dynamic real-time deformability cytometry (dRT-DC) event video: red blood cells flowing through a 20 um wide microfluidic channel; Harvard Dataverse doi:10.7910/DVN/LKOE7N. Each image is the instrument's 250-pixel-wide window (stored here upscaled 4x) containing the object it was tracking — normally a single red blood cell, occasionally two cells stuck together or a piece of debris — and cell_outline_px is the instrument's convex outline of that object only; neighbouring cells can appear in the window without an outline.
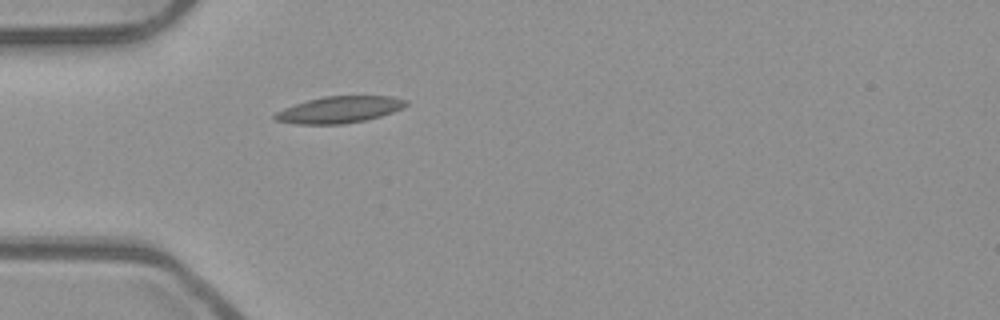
{"species": "common noctule bat (a hibernating species)", "species_latin": "Nyctalus noctula", "temperature_condition": "room temperature", "stored_images_in_passage": 34, "camera_frame_rate_fps": 3000, "um_per_image_px": 0.085, "animal": {"sex": "male", "body_mass_g": 23.1, "forearm_length_mm": 52.7}, "frame": {"image": 1, "passage_image": 1, "time_ms": 0.0, "image_size_px": [1000, 320], "cell_outline_px": [[408, 104], [392, 112], [380, 116], [364, 120], [344, 124], [296, 124], [272, 120], [272, 116], [276, 112], [284, 108], [308, 100], [324, 96], [392, 96], [408, 100]], "centroid_in_image_um": [28.81, 9.32], "position_along_channel_um": 56.2, "area_um2": 20.29}}
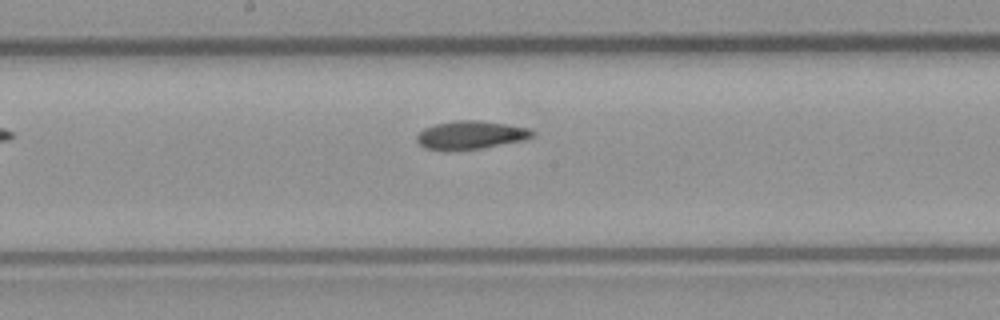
{"frame": {"image": 2, "passage_image": 13, "time_ms": 4.0, "image_size_px": [1000, 320], "cell_outline_px": [[536, 132], [532, 136], [524, 140], [480, 148], [424, 148], [416, 140], [416, 136], [424, 128], [436, 124], [452, 120], [480, 120], [508, 124], [528, 128]], "centroid_in_image_um": [40.04, 11.43], "position_along_channel_um": 208.2, "area_um2": 18.5}}
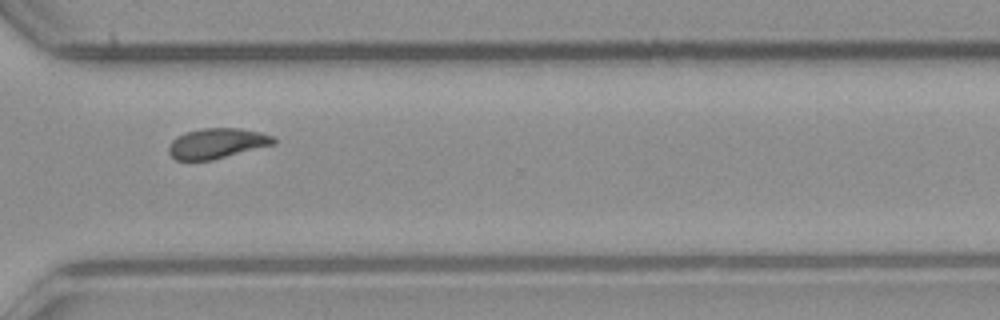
{"frame": {"image": 3, "passage_image": 24, "time_ms": 7.667, "image_size_px": [1000, 320], "cell_outline_px": [[276, 144], [212, 160], [176, 160], [168, 152], [168, 148], [172, 140], [176, 136], [188, 132], [204, 128], [240, 128], [260, 132], [272, 136], [276, 140]], "centroid_in_image_um": [18.45, 12.19], "position_along_channel_um": 352.1, "area_um2": 18.44}, "authors_computed_cell_mechanics": {"area_um2": 18.7272, "velocity_mm_per_s": 3.9299, "shape_relaxation_time_tau1_ms": 10.5981, "shape_relaxation_time_tau2_ms": 3.0079, "deformation_change_tau1": 0.2224, "deformation_change_tau2": 0.0795}}